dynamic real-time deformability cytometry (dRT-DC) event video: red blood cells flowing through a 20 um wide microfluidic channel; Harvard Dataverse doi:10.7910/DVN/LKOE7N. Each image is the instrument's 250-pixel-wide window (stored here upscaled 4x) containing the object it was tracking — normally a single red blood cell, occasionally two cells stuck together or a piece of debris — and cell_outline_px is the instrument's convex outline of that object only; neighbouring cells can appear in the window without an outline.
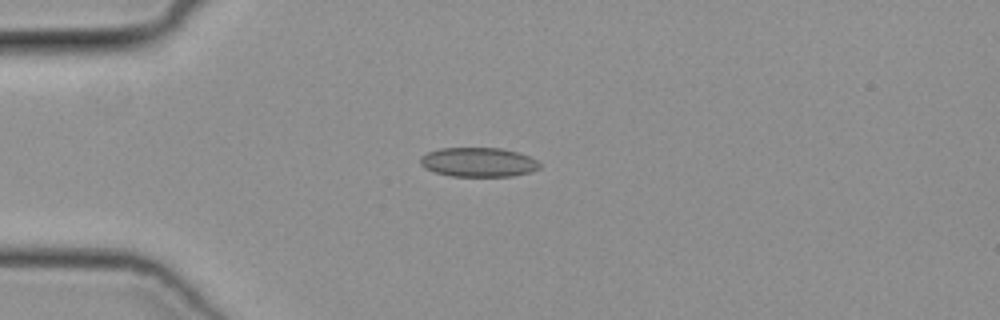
{"species": "common noctule bat (a hibernating species)", "species_latin": "Nyctalus noctula", "temperature_condition": "cold", "stored_images_in_passage": 37, "camera_frame_rate_fps": 3000, "um_per_image_px": 0.085, "animal": {"sex": "female", "body_mass_g": 19.3, "forearm_length_mm": 54.1}, "frame": {"image": 1, "passage_image": 5, "time_ms": 1.333, "image_size_px": [1000, 320], "cell_outline_px": [[540, 168], [532, 172], [512, 176], [452, 176], [436, 172], [424, 168], [420, 164], [420, 156], [428, 152], [440, 148], [500, 148], [516, 152], [528, 156], [536, 160], [540, 164]], "centroid_in_image_um": [40.65, 13.79], "position_along_channel_um": 44.3, "area_um2": 20.35}}
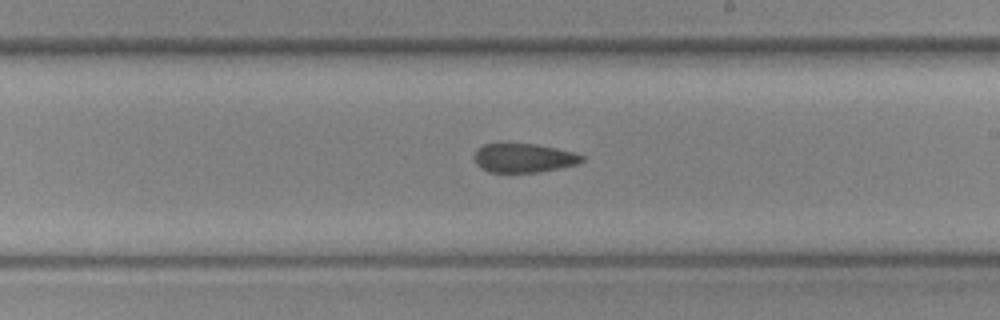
{"frame": {"image": 2, "passage_image": 21, "time_ms": 6.667, "image_size_px": [1000, 320], "cell_outline_px": [[584, 160], [576, 164], [540, 172], [488, 172], [480, 168], [476, 164], [472, 156], [484, 144], [536, 144], [556, 148], [572, 152], [584, 156]], "centroid_in_image_um": [44.49, 13.44], "position_along_channel_um": 244.5, "area_um2": 18.03}}
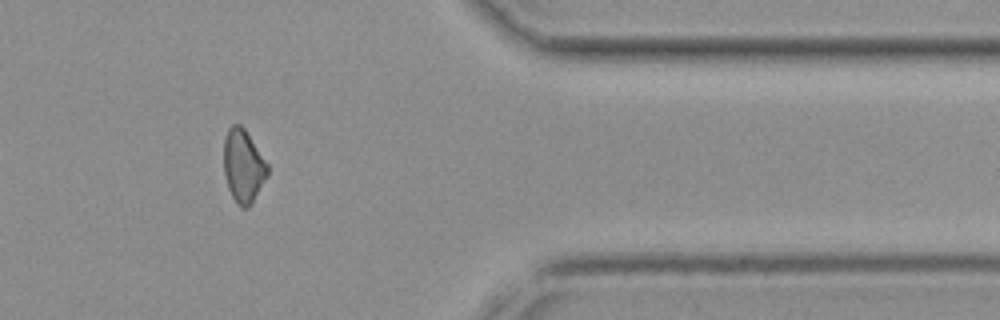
{"frame": {"image": 3, "passage_image": 33, "time_ms": 10.667, "image_size_px": [1000, 320], "cell_outline_px": [[268, 176], [252, 204], [248, 208], [240, 208], [232, 196], [228, 188], [224, 176], [224, 136], [228, 128], [232, 124], [240, 124], [244, 128], [268, 164]], "centroid_in_image_um": [20.68, 14.13], "position_along_channel_um": 390.7, "area_um2": 18.84}}